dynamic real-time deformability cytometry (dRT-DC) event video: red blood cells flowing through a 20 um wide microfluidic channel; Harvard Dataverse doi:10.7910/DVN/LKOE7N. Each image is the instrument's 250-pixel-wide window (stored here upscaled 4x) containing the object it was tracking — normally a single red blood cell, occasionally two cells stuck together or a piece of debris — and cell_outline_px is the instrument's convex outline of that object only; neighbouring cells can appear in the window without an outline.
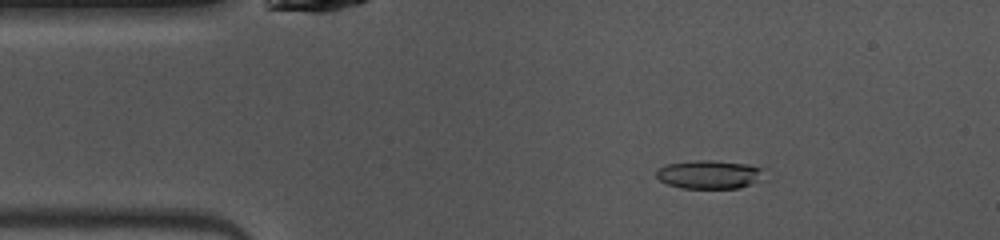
{"species": "common noctule bat (a hibernating species)", "species_latin": "Nyctalus noctula", "temperature_condition": "warm", "stored_images_in_passage": 48, "camera_frame_rate_fps": 3000, "um_per_image_px": 0.085, "animal": {"sex": "female", "body_mass_g": 10.0, "forearm_length_mm": 53.1}, "frame": {"image": 1, "passage_image": 7, "time_ms": 2.0, "image_size_px": [1000, 240], "cell_outline_px": [[768, 180], [740, 188], [680, 188], [668, 184], [660, 180], [656, 176], [656, 172], [660, 168], [668, 164], [692, 160], [712, 160], [748, 164], [764, 168]], "centroid_in_image_um": [60.43, 14.84], "position_along_channel_um": 24.6, "area_um2": 18.44}}
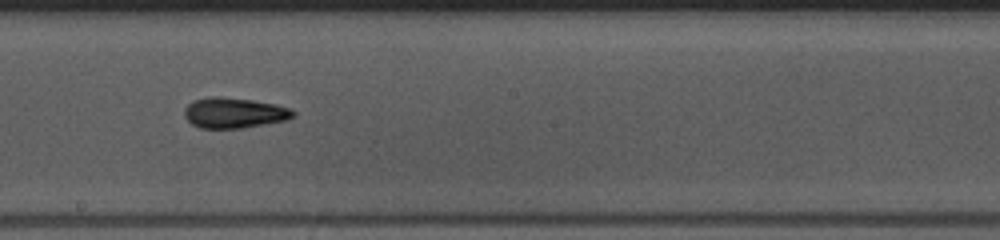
{"frame": {"image": 2, "passage_image": 25, "time_ms": 8.0, "image_size_px": [1000, 240], "cell_outline_px": [[296, 116], [288, 120], [244, 128], [200, 128], [192, 124], [184, 116], [184, 108], [192, 100], [212, 96], [220, 96], [252, 100], [276, 104], [292, 108], [296, 112]], "centroid_in_image_um": [19.94, 9.59], "position_along_channel_um": 228.3, "area_um2": 19.65}}
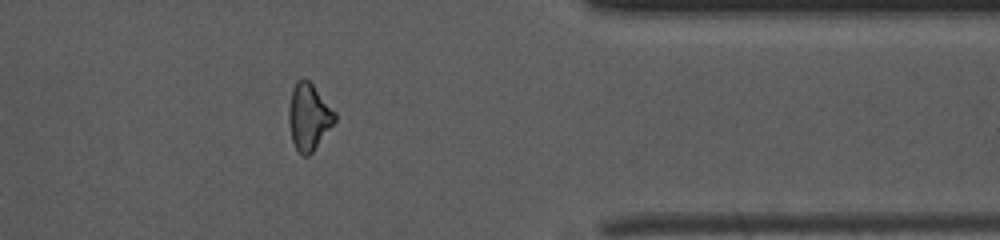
{"frame": {"image": 3, "passage_image": 38, "time_ms": 12.333, "image_size_px": [1000, 240], "cell_outline_px": [[336, 120], [312, 152], [308, 156], [304, 156], [296, 148], [292, 140], [288, 120], [288, 108], [292, 88], [296, 80], [304, 76], [312, 84], [336, 112]], "centroid_in_image_um": [26.23, 9.88], "position_along_channel_um": 385.2, "area_um2": 17.86}, "authors_computed_cell_mechanics": {"area_um2": 18.2648, "velocity_mm_per_s": 4.061, "shape_relaxation_time_tau1_ms": 6.9859, "shape_relaxation_time_tau2_ms": 4.2485, "deformation_change_tau1": 0.2013, "deformation_change_tau2": 0.1366}}